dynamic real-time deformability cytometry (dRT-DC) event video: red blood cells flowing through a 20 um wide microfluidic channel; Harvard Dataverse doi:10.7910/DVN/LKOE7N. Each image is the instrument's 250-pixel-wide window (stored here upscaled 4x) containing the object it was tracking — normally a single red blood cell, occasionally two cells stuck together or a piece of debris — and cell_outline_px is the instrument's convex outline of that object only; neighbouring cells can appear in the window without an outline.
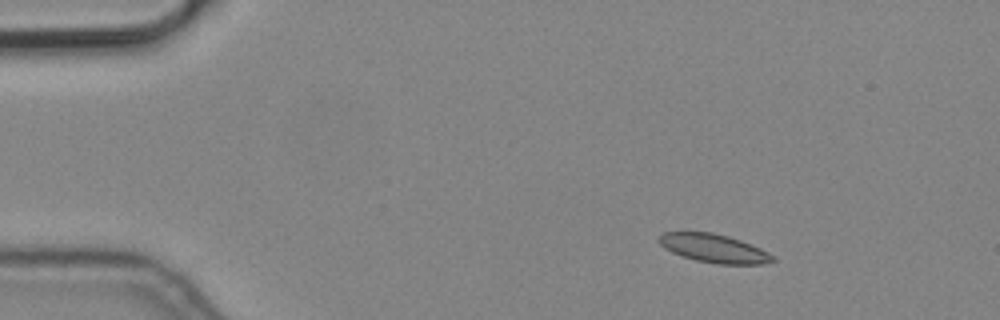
{"species": "common noctule bat (a hibernating species)", "species_latin": "Nyctalus noctula", "temperature_condition": "cold", "stored_images_in_passage": 6, "camera_frame_rate_fps": 3000, "um_per_image_px": 0.085, "animal": {"sex": "male", "body_mass_g": 19.2, "forearm_length_mm": 51.8}, "frame": {"image": 1, "passage_image": 3, "time_ms": 0.667, "image_size_px": [1000, 320], "cell_outline_px": [[776, 260], [764, 264], [716, 264], [696, 260], [672, 252], [664, 248], [660, 244], [660, 236], [664, 232], [712, 232], [728, 236], [740, 240], [760, 248], [776, 256]], "centroid_in_image_um": [60.73, 21.11], "position_along_channel_um": 24.3, "area_um2": 18.79}}